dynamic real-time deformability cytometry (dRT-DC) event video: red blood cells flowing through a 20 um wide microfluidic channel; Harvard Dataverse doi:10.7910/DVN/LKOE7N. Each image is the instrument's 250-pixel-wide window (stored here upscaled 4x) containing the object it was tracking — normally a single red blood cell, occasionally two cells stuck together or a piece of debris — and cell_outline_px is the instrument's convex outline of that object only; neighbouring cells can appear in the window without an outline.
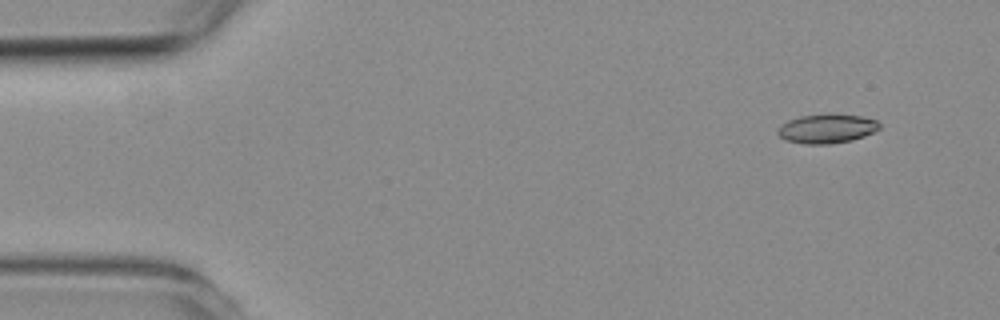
{"species": "common noctule bat (a hibernating species)", "species_latin": "Nyctalus noctula", "temperature_condition": "room temperature", "stored_images_in_passage": 5, "camera_frame_rate_fps": 3000, "um_per_image_px": 0.085, "animal": {"sex": "female", "body_mass_g": 19.3, "forearm_length_mm": 54.1}, "frame": {"image": 1, "passage_image": 5, "time_ms": 4.667, "image_size_px": [1000, 320], "cell_outline_px": [[880, 128], [864, 136], [852, 140], [828, 144], [804, 144], [784, 140], [776, 132], [780, 124], [788, 120], [800, 116], [828, 112], [832, 112], [860, 116], [876, 120], [880, 124]], "centroid_in_image_um": [70.24, 10.91], "position_along_channel_um": 14.8, "area_um2": 17.69}}